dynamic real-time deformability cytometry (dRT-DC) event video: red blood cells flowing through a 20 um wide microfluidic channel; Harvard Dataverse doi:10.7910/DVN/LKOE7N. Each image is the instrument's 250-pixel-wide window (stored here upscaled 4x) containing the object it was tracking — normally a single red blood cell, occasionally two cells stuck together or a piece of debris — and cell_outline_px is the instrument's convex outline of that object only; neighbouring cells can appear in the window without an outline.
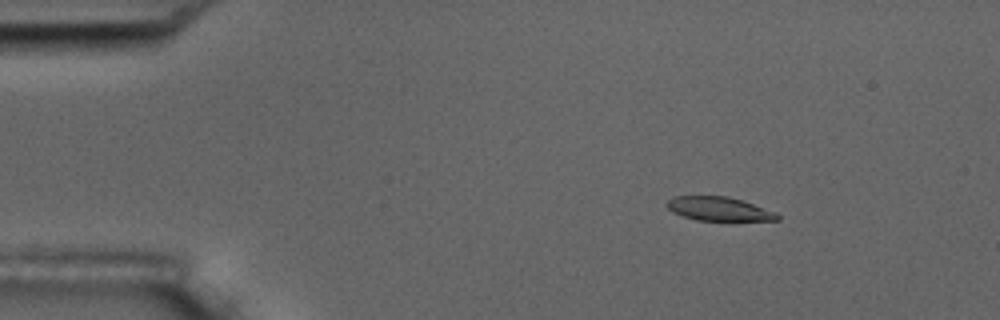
{"species": "common noctule bat (a hibernating species)", "species_latin": "Nyctalus noctula", "temperature_condition": "room temperature", "stored_images_in_passage": 58, "camera_frame_rate_fps": 3000, "um_per_image_px": 0.085, "animal": {"sex": "male", "body_mass_g": 17.5, "forearm_length_mm": 52.3}, "frame": {"image": 1, "passage_image": 9, "time_ms": 2.667, "image_size_px": [1000, 320], "cell_outline_px": [[780, 220], [696, 220], [672, 212], [664, 204], [672, 196], [728, 196], [776, 212], [780, 216]], "centroid_in_image_um": [61.06, 17.75], "position_along_channel_um": 23.9, "area_um2": 15.2}}
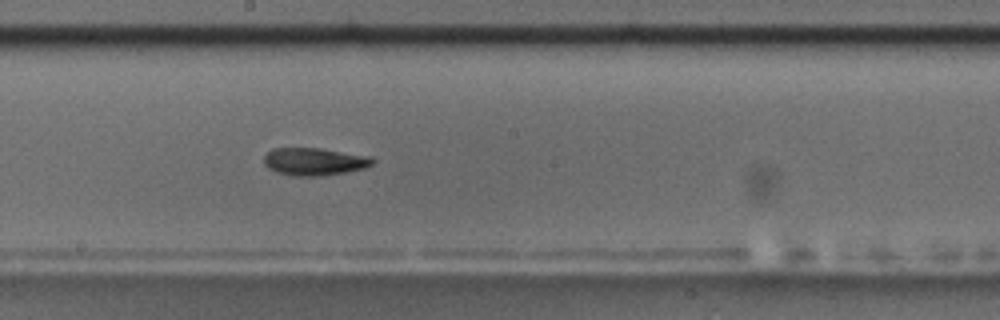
{"frame": {"image": 2, "passage_image": 32, "time_ms": 10.333, "image_size_px": [1000, 320], "cell_outline_px": [[376, 160], [372, 164], [364, 168], [344, 172], [320, 176], [292, 176], [276, 172], [268, 168], [264, 164], [264, 156], [272, 148], [320, 148], [372, 156]], "centroid_in_image_um": [26.72, 13.73], "position_along_channel_um": 221.5, "area_um2": 17.57}}
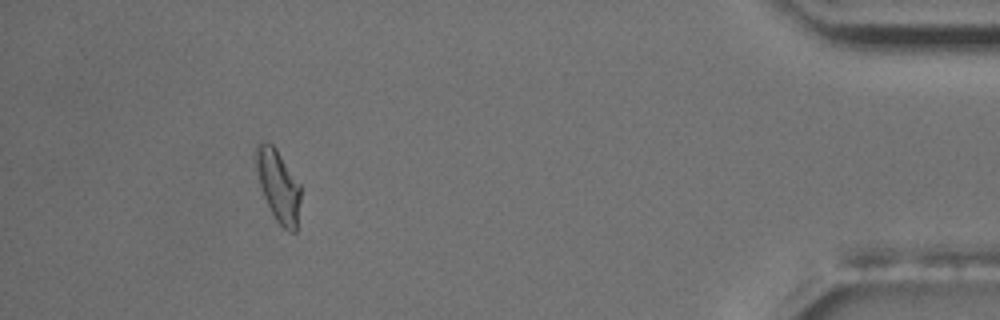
{"frame": {"image": 3, "passage_image": 53, "time_ms": 17.333, "image_size_px": [1000, 320], "cell_outline_px": [[300, 200], [296, 232], [288, 232], [276, 220], [260, 188], [252, 160], [252, 152], [256, 144], [260, 140], [264, 140], [272, 144], [276, 148], [300, 184]], "centroid_in_image_um": [23.58, 15.69], "position_along_channel_um": 411.6, "area_um2": 19.25}, "authors_computed_cell_mechanics": {"area_um2": 17.3111, "velocity_mm_per_s": 3.5506, "shape_relaxation_time_tau1_ms": 4.3186, "shape_relaxation_time_tau2_ms": 5.2972, "deformation_change_tau1": 0.1251, "deformation_change_tau2": 0.1005}}